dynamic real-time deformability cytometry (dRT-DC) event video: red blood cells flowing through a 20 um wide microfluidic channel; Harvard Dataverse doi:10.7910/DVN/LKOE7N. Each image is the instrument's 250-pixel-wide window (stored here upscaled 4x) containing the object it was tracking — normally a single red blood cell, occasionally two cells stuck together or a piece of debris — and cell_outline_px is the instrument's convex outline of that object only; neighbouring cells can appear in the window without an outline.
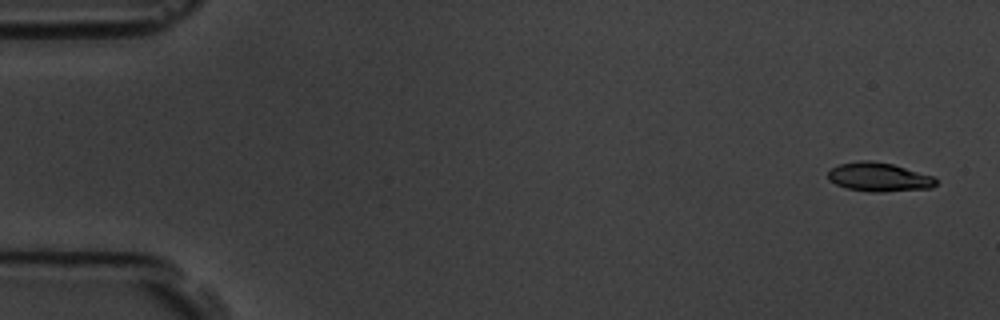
{"species": "common noctule bat (a hibernating species)", "species_latin": "Nyctalus noctula", "temperature_condition": "room temperature", "stored_images_in_passage": 5, "camera_frame_rate_fps": 3000, "um_per_image_px": 0.085, "animal": {"sex": "male", "body_mass_g": 19.5, "forearm_length_mm": 54.6}, "frame": {"image": 1, "passage_image": 1, "time_ms": 0.0, "image_size_px": [1000, 320], "cell_outline_px": [[936, 184], [932, 188], [880, 192], [868, 192], [848, 188], [836, 184], [828, 180], [828, 172], [832, 168], [840, 164], [860, 160], [872, 160], [892, 164], [932, 176], [936, 180]], "centroid_in_image_um": [74.69, 15.05], "position_along_channel_um": 10.3, "area_um2": 18.03}}
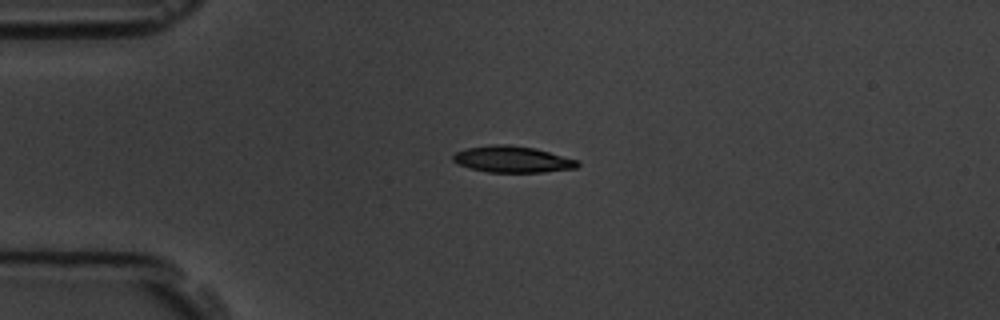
{"frame": {"image": 2, "passage_image": 4, "time_ms": 3.667, "image_size_px": [1000, 320], "cell_outline_px": [[580, 164], [576, 168], [544, 172], [488, 172], [456, 164], [452, 160], [452, 156], [456, 152], [468, 148], [496, 144], [508, 144], [536, 148], [580, 160]], "centroid_in_image_um": [43.6, 13.54], "position_along_channel_um": 41.4, "area_um2": 19.25}}